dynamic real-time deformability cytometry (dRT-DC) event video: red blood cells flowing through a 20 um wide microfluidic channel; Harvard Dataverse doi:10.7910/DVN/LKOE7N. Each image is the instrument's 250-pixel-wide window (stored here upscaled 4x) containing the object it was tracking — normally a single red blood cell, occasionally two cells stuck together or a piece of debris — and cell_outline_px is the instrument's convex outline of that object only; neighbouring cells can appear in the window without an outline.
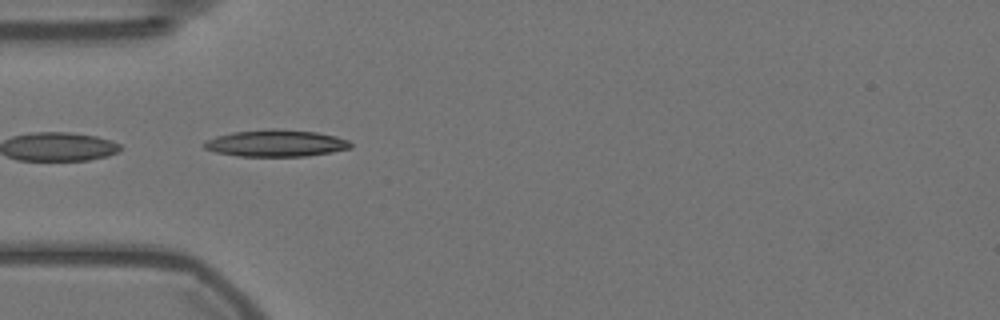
{"species": "Egyptian fruit bat (a non-hibernating species)", "species_latin": "Rousettus aegyptiacus", "temperature_condition": "warm", "stored_images_in_passage": 40, "camera_frame_rate_fps": 3000, "um_per_image_px": 0.085, "animal": {"sex": "female"}, "frame": {"image": 1, "passage_image": 1, "time_ms": 0.0, "image_size_px": [1000, 320], "cell_outline_px": [[352, 148], [332, 152], [308, 156], [236, 156], [216, 152], [204, 148], [204, 140], [216, 136], [232, 132], [268, 128], [276, 128], [316, 132], [336, 136], [348, 140], [352, 144]], "centroid_in_image_um": [23.46, 12.17], "position_along_channel_um": 61.5, "area_um2": 23.12}}
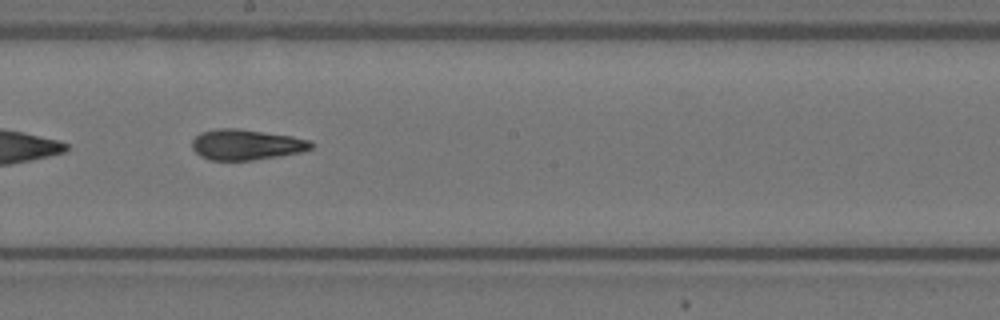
{"frame": {"image": 2, "passage_image": 15, "time_ms": 4.667, "image_size_px": [1000, 320], "cell_outline_px": [[312, 148], [300, 152], [252, 160], [208, 160], [200, 156], [192, 148], [192, 140], [200, 132], [216, 128], [236, 128], [292, 136], [312, 140]], "centroid_in_image_um": [20.9, 12.28], "position_along_channel_um": 227.3, "area_um2": 21.15}}
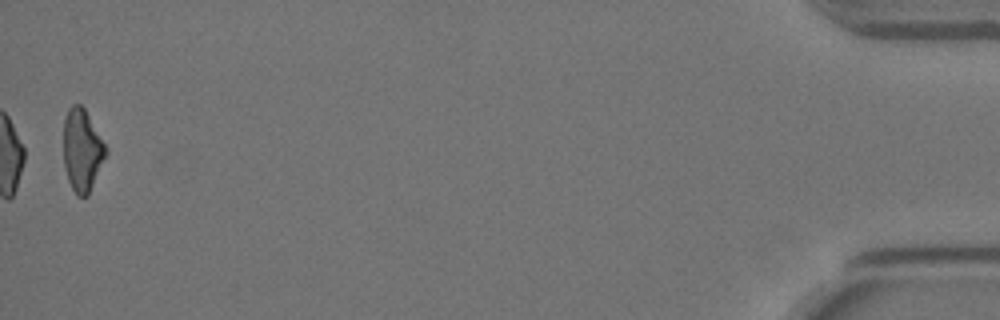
{"frame": {"image": 3, "passage_image": 40, "time_ms": 13.0, "image_size_px": [1000, 320], "cell_outline_px": [[108, 152], [88, 196], [76, 196], [68, 180], [64, 168], [64, 120], [68, 108], [72, 104], [80, 104], [84, 108], [108, 148]], "centroid_in_image_um": [6.99, 12.78], "position_along_channel_um": 428.2, "area_um2": 20.4}, "authors_computed_cell_mechanics": {"area_um2": 21.0392, "velocity_mm_per_s": 3.5641, "shape_relaxation_time_tau1_ms": null, "shape_relaxation_time_tau2_ms": 3.8048, "deformation_change_tau1": null, "deformation_change_tau2": 0.1263}}